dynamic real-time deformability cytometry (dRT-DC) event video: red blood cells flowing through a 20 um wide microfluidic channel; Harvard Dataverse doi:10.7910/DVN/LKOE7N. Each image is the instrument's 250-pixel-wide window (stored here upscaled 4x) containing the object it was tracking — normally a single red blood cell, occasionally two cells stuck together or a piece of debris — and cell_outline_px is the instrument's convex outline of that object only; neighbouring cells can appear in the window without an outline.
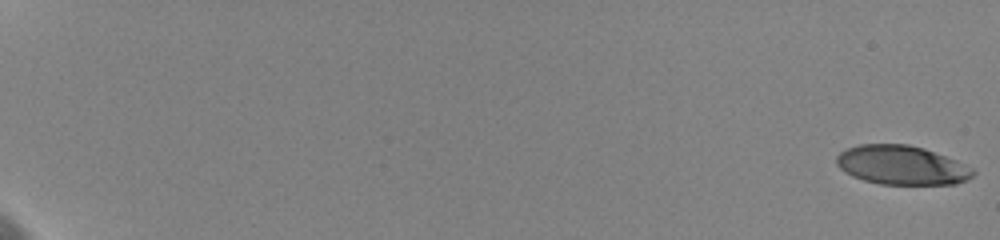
{"species": "human", "species_latin": "Homo sapiens", "temperature_condition": "cold", "stored_images_in_passage": 34, "camera_frame_rate_fps": 3000, "um_per_image_px": 0.085, "donor": {"sex": "female"}, "frame": {"image": 1, "passage_image": 1, "time_ms": 0.0, "image_size_px": [1000, 240], "cell_outline_px": [[976, 172], [968, 180], [956, 184], [880, 184], [864, 180], [852, 176], [844, 172], [836, 164], [836, 156], [840, 152], [848, 148], [860, 144], [908, 144], [924, 148], [956, 160], [972, 168]], "centroid_in_image_um": [76.64, 14.04], "position_along_channel_um": 8.4, "area_um2": 31.15}}
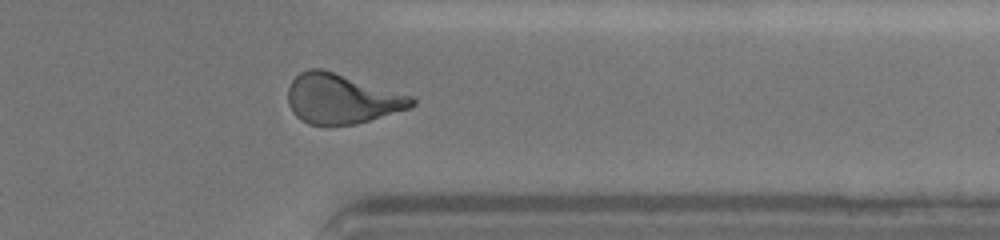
{"frame": {"image": 2, "passage_image": 30, "time_ms": 16.667, "image_size_px": [1000, 240], "cell_outline_px": [[416, 104], [408, 108], [356, 124], [308, 124], [300, 120], [292, 112], [288, 104], [288, 88], [292, 80], [300, 72], [308, 68], [320, 68], [416, 96]], "centroid_in_image_um": [29.05, 8.38], "position_along_channel_um": 382.4, "area_um2": 35.95}}
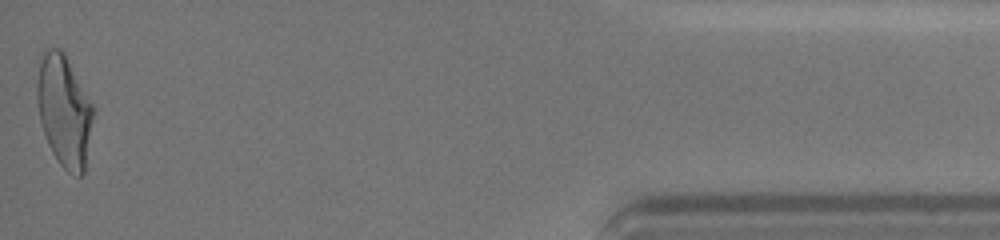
{"frame": {"image": 3, "passage_image": 34, "time_ms": 19.667, "image_size_px": [1000, 240], "cell_outline_px": [[96, 108], [84, 172], [80, 176], [76, 176], [68, 172], [56, 160], [48, 144], [40, 124], [36, 96], [36, 60], [40, 52], [44, 48], [60, 48], [64, 52]], "centroid_in_image_um": [5.43, 9.35], "position_along_channel_um": 429.8, "area_um2": 37.86}, "authors_computed_cell_mechanics": {"area_um2": 34.4199, "velocity_mm_per_s": 3.6129, "shape_relaxation_time_tau1_ms": 5.613, "shape_relaxation_time_tau2_ms": 2.6433, "deformation_change_tau1": 0.2218, "deformation_change_tau2": 0.1024}}